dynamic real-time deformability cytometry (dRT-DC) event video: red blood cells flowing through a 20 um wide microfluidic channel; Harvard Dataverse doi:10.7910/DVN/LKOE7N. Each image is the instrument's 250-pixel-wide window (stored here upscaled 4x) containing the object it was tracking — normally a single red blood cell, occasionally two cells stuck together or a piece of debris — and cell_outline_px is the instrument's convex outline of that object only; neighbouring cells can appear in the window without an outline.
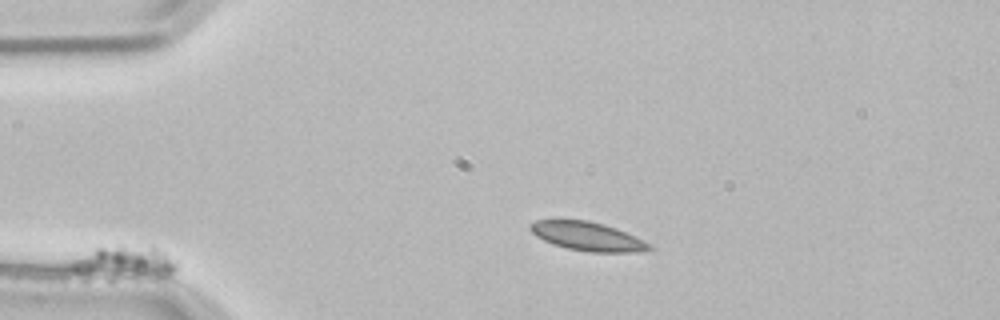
{"species": "common noctule bat (a hibernating species)", "species_latin": "Nyctalus noctula", "temperature_condition": "room temperature", "stored_images_in_passage": 11, "camera_frame_rate_fps": 3000, "um_per_image_px": 0.085, "animal": {"sex": "male", "body_mass_g": 21.5, "forearm_length_mm": 52.0}, "frame": {"image": 1, "passage_image": 1, "time_ms": 0.0, "image_size_px": [1000, 320], "cell_outline_px": [[180, 264], [172, 272], [76, 272], [76, 260], [96, 248], [152, 244], [176, 260]], "centroid_in_image_um": [10.79, 22.11], "position_along_channel_um": 74.2, "area_um2": 16.65}}
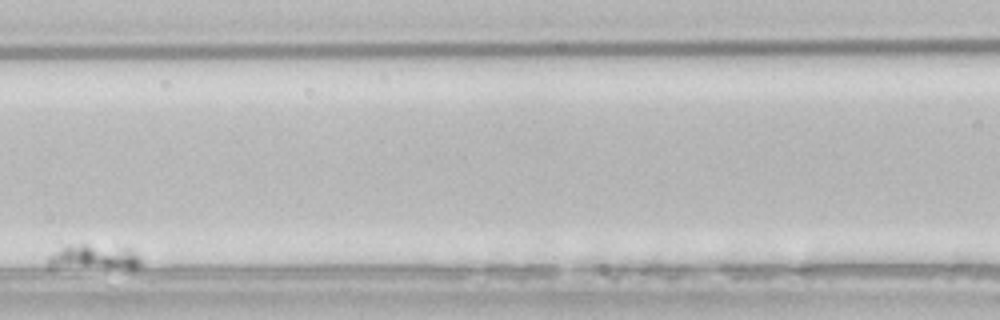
{"frame": {"image": 2, "passage_image": 5, "time_ms": 1.333, "image_size_px": [1000, 320], "cell_outline_px": [[140, 264], [132, 272], [48, 268], [48, 256], [64, 244], [116, 244], [128, 248], [140, 256]], "centroid_in_image_um": [8.02, 21.92], "position_along_channel_um": 158.6, "area_um2": 15.61}}
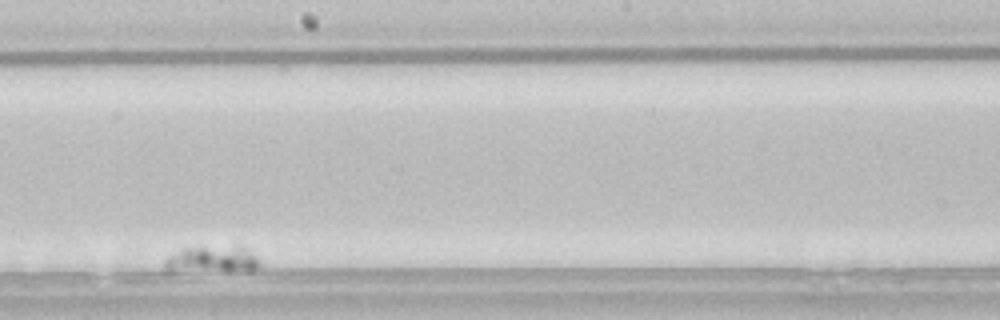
{"frame": {"image": 3, "passage_image": 7, "time_ms": 2.0, "image_size_px": [1000, 320], "cell_outline_px": [[260, 264], [252, 272], [168, 272], [164, 268], [164, 260], [168, 256], [180, 248], [248, 248], [260, 260]], "centroid_in_image_um": [18.0, 22.14], "position_along_channel_um": 230.2, "area_um2": 15.2}}